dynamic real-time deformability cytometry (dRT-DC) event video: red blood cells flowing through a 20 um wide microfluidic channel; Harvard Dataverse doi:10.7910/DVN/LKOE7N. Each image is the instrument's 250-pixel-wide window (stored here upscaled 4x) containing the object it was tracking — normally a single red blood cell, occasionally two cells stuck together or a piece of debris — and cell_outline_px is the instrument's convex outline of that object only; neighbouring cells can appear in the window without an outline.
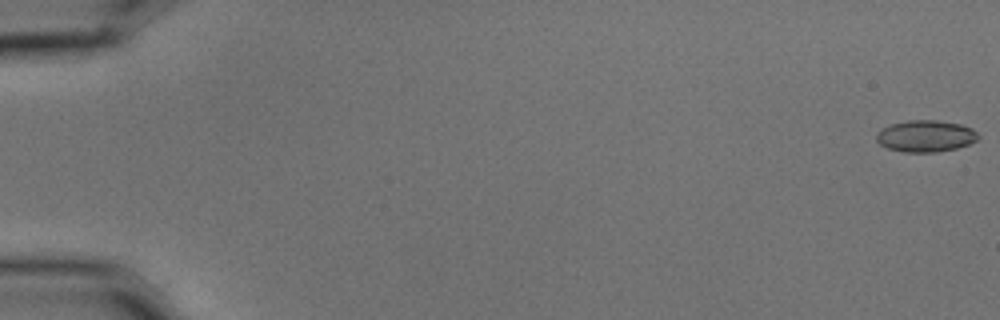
{"species": "common noctule bat (a hibernating species)", "species_latin": "Nyctalus noctula", "temperature_condition": "cold", "stored_images_in_passage": 58, "camera_frame_rate_fps": 3000, "um_per_image_px": 0.085, "animal": {"sex": "male", "body_mass_g": 15.6}, "frame": {"image": 1, "passage_image": 1, "time_ms": 0.0, "image_size_px": [1000, 320], "cell_outline_px": [[980, 136], [976, 140], [968, 144], [956, 148], [936, 152], [904, 152], [888, 148], [880, 144], [876, 140], [876, 132], [892, 124], [908, 120], [936, 120], [960, 124], [972, 128]], "centroid_in_image_um": [78.67, 11.56], "position_along_channel_um": 6.3, "area_um2": 18.67}}
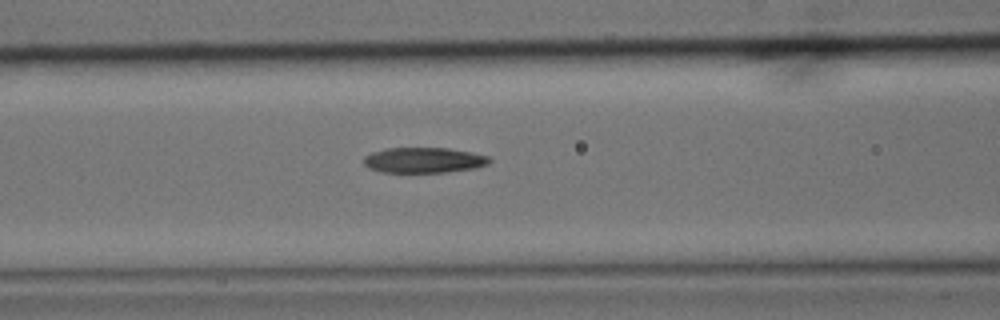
{"frame": {"image": 2, "passage_image": 25, "time_ms": 8.0, "image_size_px": [1000, 320], "cell_outline_px": [[492, 160], [488, 164], [476, 168], [444, 172], [380, 172], [368, 168], [364, 164], [364, 156], [372, 152], [388, 148], [448, 148], [472, 152], [488, 156]], "centroid_in_image_um": [36.03, 13.61], "position_along_channel_um": 130.6, "area_um2": 18.67}}
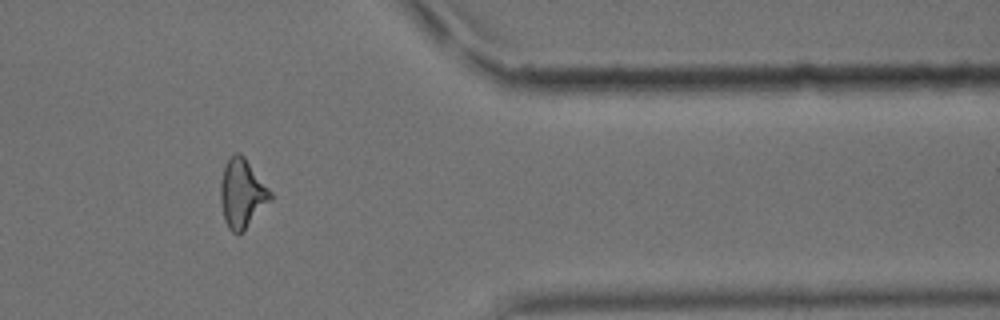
{"frame": {"image": 3, "passage_image": 48, "time_ms": 15.667, "image_size_px": [1000, 320], "cell_outline_px": [[272, 200], [244, 232], [232, 232], [228, 228], [224, 220], [220, 200], [220, 180], [224, 164], [232, 152], [240, 152], [244, 156], [272, 192]], "centroid_in_image_um": [20.57, 16.43], "position_along_channel_um": 390.8, "area_um2": 20.46}, "authors_computed_cell_mechanics": {"area_um2": 19.5075, "velocity_mm_per_s": 3.5947, "shape_relaxation_time_tau1_ms": 6.2984, "shape_relaxation_time_tau2_ms": 4.5033, "deformation_change_tau1": 0.1701, "deformation_change_tau2": 0.1487}}